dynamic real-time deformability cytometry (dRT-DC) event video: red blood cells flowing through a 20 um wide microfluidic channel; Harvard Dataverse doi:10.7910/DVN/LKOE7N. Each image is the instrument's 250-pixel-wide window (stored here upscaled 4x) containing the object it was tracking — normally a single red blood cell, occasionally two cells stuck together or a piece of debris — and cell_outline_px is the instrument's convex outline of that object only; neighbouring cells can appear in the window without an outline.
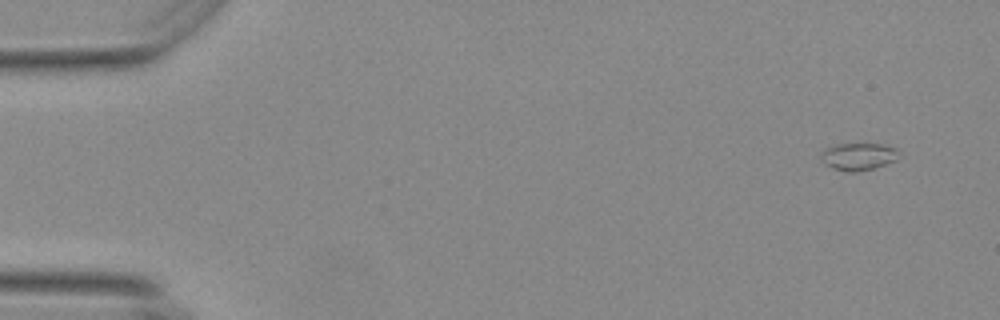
{"species": "Egyptian fruit bat (a non-hibernating species)", "species_latin": "Rousettus aegyptiacus", "temperature_condition": "warm", "stored_images_in_passage": 53, "camera_frame_rate_fps": 3000, "um_per_image_px": 0.085, "animal": {"sex": "female"}, "frame": {"image": 1, "passage_image": 1, "time_ms": 0.0, "image_size_px": [1000, 320], "cell_outline_px": [[900, 156], [896, 160], [872, 168], [856, 172], [848, 172], [832, 168], [824, 164], [820, 156], [820, 152], [828, 148], [840, 144], [880, 144], [896, 148]], "centroid_in_image_um": [72.95, 13.31], "position_along_channel_um": 12.1, "area_um2": 12.25}}
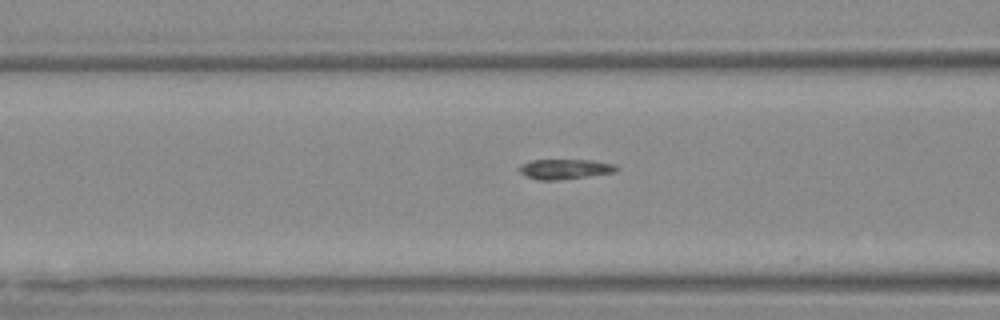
{"frame": {"image": 2, "passage_image": 20, "time_ms": 6.333, "image_size_px": [1000, 320], "cell_outline_px": [[620, 168], [616, 172], [556, 180], [536, 180], [520, 172], [516, 168], [520, 164], [532, 160], [592, 160], [616, 164]], "centroid_in_image_um": [48.02, 14.36], "position_along_channel_um": 118.6, "area_um2": 11.39}}
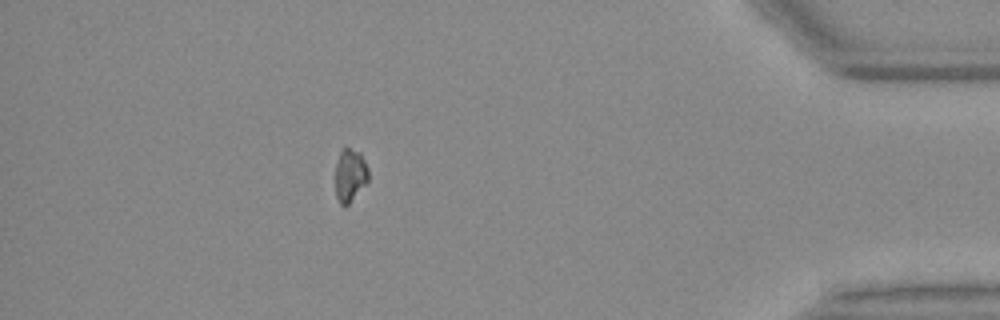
{"frame": {"image": 3, "passage_image": 47, "time_ms": 15.333, "image_size_px": [1000, 320], "cell_outline_px": [[368, 184], [344, 208], [340, 204], [336, 196], [336, 164], [340, 152], [344, 148], [348, 148], [360, 152], [368, 168]], "centroid_in_image_um": [29.77, 14.93], "position_along_channel_um": 405.4, "area_um2": 10.29}, "authors_computed_cell_mechanics": {"area_um2": 11.0976, "velocity_mm_per_s": 3.7071, "shape_relaxation_time_tau1_ms": 2.1859, "shape_relaxation_time_tau2_ms": 2.5871, "deformation_change_tau1": 0.1453, "deformation_change_tau2": 0.0762}}